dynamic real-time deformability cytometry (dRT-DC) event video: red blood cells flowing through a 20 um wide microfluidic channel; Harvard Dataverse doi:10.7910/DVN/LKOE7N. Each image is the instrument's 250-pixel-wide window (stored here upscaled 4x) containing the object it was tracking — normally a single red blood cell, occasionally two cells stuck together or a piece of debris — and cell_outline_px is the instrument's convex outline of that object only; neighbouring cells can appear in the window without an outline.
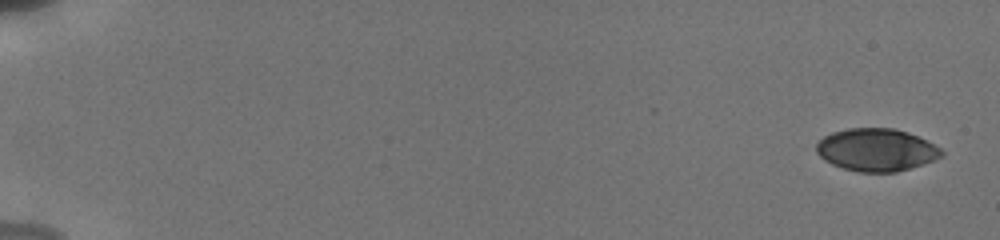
{"species": "human", "species_latin": "Homo sapiens", "temperature_condition": "cold", "stored_images_in_passage": 13, "camera_frame_rate_fps": 3000, "um_per_image_px": 0.085, "donor": {"sex": "male"}, "frame": {"image": 1, "passage_image": 1, "time_ms": 0.0, "image_size_px": [1000, 240], "cell_outline_px": [[944, 156], [896, 172], [860, 172], [844, 168], [832, 164], [824, 160], [816, 152], [816, 144], [824, 136], [832, 132], [848, 128], [892, 128], [908, 132], [940, 148], [944, 152]], "centroid_in_image_um": [74.46, 12.73], "position_along_channel_um": 10.5, "area_um2": 30.75}}
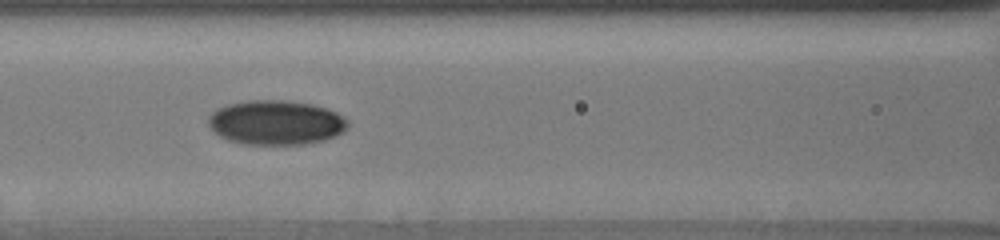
{"frame": {"image": 2, "passage_image": 10, "time_ms": 8.333, "image_size_px": [1000, 240], "cell_outline_px": [[348, 128], [344, 132], [336, 136], [324, 140], [304, 144], [240, 144], [228, 140], [220, 136], [208, 124], [208, 116], [216, 108], [228, 104], [248, 100], [284, 100], [312, 104], [336, 112], [348, 120]], "centroid_in_image_um": [23.46, 10.42], "position_along_channel_um": 143.1, "area_um2": 36.3}}
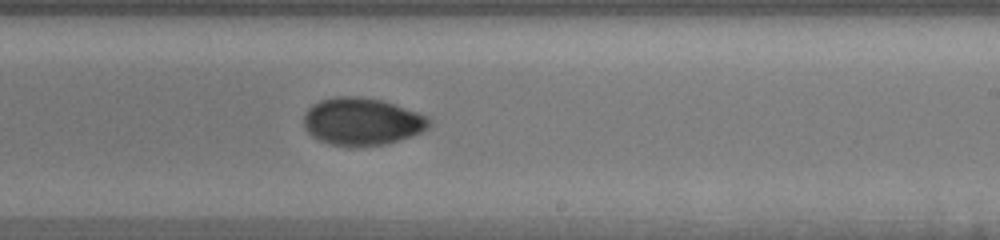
{"frame": {"image": 3, "passage_image": 13, "time_ms": 11.333, "image_size_px": [1000, 240], "cell_outline_px": [[432, 124], [424, 132], [412, 136], [384, 144], [356, 148], [348, 148], [328, 144], [312, 136], [304, 128], [304, 112], [312, 104], [320, 100], [336, 96], [360, 96], [384, 100], [428, 116], [432, 120]], "centroid_in_image_um": [30.78, 10.34], "position_along_channel_um": 258.2, "area_um2": 35.49}}